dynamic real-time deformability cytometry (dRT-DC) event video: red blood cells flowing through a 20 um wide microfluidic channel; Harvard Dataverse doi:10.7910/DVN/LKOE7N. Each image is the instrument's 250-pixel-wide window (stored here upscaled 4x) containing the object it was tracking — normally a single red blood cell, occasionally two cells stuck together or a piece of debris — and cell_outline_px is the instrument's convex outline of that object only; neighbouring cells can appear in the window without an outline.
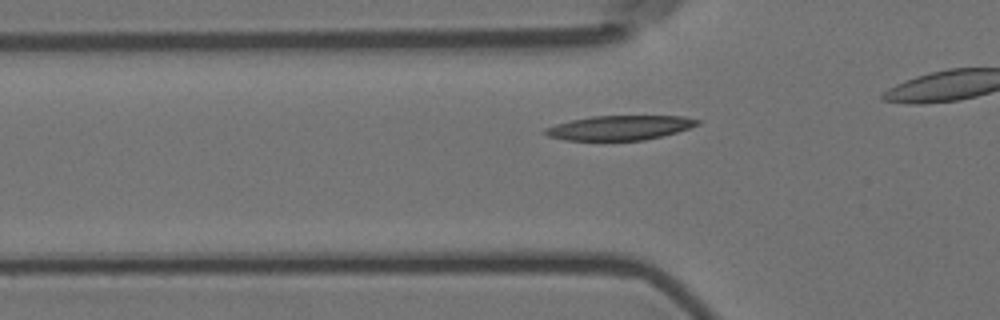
{"species": "Egyptian fruit bat (a non-hibernating species)", "species_latin": "Rousettus aegyptiacus", "temperature_condition": "room temperature", "stored_images_in_passage": 33, "camera_frame_rate_fps": 3000, "um_per_image_px": 0.085, "animal": {"sex": "female"}, "frame": {"image": 1, "passage_image": 6, "time_ms": 1.667, "image_size_px": [1000, 320], "cell_outline_px": [[700, 124], [676, 132], [644, 140], [568, 140], [548, 136], [540, 132], [544, 128], [556, 124], [572, 120], [592, 116], [684, 116], [700, 120]], "centroid_in_image_um": [52.64, 10.85], "position_along_channel_um": 73.2, "area_um2": 21.62}}
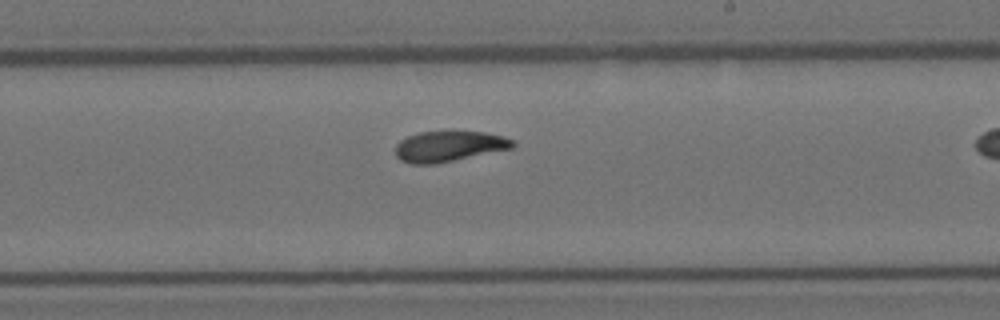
{"frame": {"image": 2, "passage_image": 21, "time_ms": 6.667, "image_size_px": [1000, 320], "cell_outline_px": [[516, 144], [512, 148], [436, 164], [412, 164], [400, 160], [396, 156], [396, 144], [400, 140], [408, 136], [420, 132], [484, 132], [504, 136], [512, 140]], "centroid_in_image_um": [38.15, 12.44], "position_along_channel_um": 250.9, "area_um2": 20.75}}
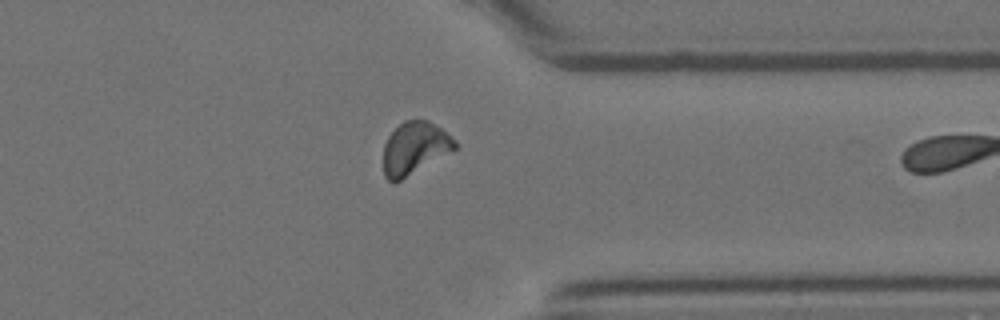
{"frame": {"image": 3, "passage_image": 32, "time_ms": 10.333, "image_size_px": [1000, 320], "cell_outline_px": [[456, 148], [400, 180], [388, 180], [384, 176], [384, 144], [388, 136], [404, 120], [428, 120], [440, 128], [456, 140]], "centroid_in_image_um": [35.23, 12.56], "position_along_channel_um": 376.2, "area_um2": 21.21}}